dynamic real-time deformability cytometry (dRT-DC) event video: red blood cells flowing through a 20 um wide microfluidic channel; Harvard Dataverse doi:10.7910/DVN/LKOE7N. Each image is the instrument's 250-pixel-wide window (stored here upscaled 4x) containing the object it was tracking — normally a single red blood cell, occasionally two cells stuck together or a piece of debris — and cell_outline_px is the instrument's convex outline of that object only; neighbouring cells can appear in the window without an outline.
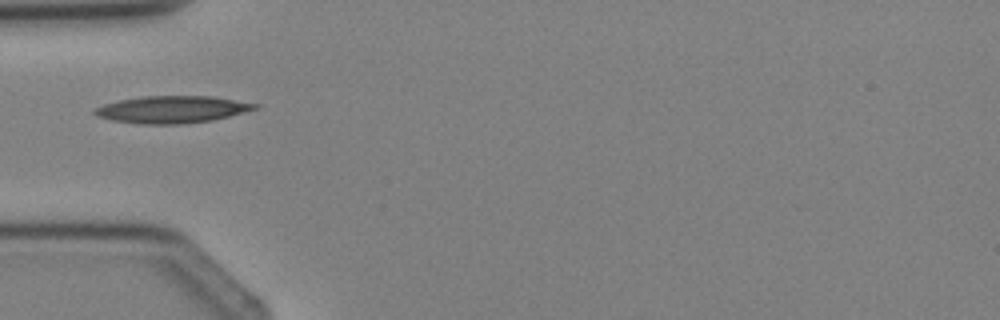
{"species": "Egyptian fruit bat (a non-hibernating species)", "species_latin": "Rousettus aegyptiacus", "temperature_condition": "cold", "stored_images_in_passage": 1, "camera_frame_rate_fps": 3000, "um_per_image_px": 0.085, "animal": {"sex": "female"}, "frame": {"image": 1, "passage_image": 1, "time_ms": 0.0, "image_size_px": [1000, 320], "cell_outline_px": [[260, 108], [212, 120], [180, 124], [140, 124], [112, 120], [96, 116], [92, 112], [92, 108], [104, 104], [120, 100], [144, 96], [208, 96], [260, 104]], "centroid_in_image_um": [14.59, 9.3], "position_along_channel_um": 70.4, "area_um2": 25.26}}